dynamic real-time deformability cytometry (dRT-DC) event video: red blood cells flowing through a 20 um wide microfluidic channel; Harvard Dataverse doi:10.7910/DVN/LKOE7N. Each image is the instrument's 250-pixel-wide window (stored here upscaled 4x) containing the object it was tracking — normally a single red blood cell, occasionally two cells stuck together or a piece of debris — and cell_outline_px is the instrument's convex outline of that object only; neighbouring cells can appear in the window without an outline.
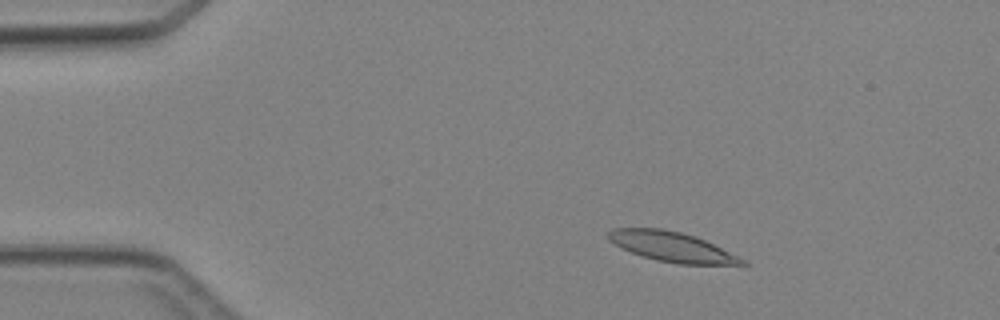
{"species": "Egyptian fruit bat (a non-hibernating species)", "species_latin": "Rousettus aegyptiacus", "temperature_condition": "cold", "stored_images_in_passage": 5, "camera_frame_rate_fps": 3000, "um_per_image_px": 0.085, "animal": {"sex": "female"}, "frame": {"image": 1, "passage_image": 2, "time_ms": 1.333, "image_size_px": [1000, 320], "cell_outline_px": [[748, 264], [680, 264], [656, 260], [620, 248], [608, 240], [608, 232], [612, 228], [660, 228], [680, 232], [696, 236], [748, 260]], "centroid_in_image_um": [57.11, 20.97], "position_along_channel_um": 27.9, "area_um2": 23.18}}
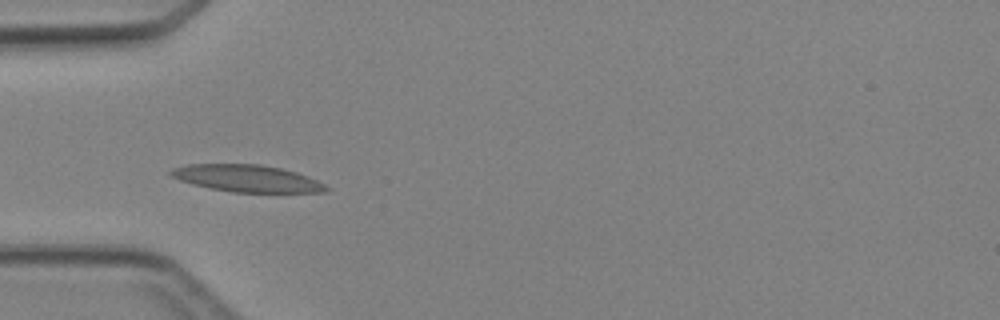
{"frame": {"image": 2, "passage_image": 4, "time_ms": 3.667, "image_size_px": [1000, 320], "cell_outline_px": [[328, 188], [324, 192], [232, 192], [208, 188], [192, 184], [180, 180], [172, 176], [168, 172], [172, 168], [184, 164], [260, 164], [280, 168], [296, 172], [316, 180], [324, 184]], "centroid_in_image_um": [20.93, 15.16], "position_along_channel_um": 64.1, "area_um2": 24.33}}
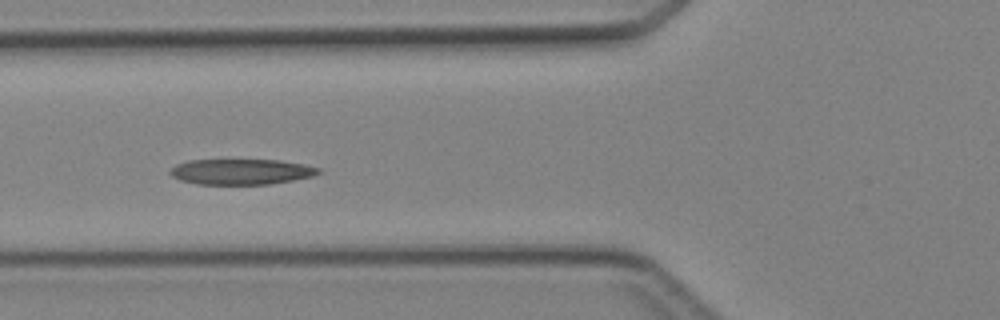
{"frame": {"image": 3, "passage_image": 5, "time_ms": 4.667, "image_size_px": [1000, 320], "cell_outline_px": [[324, 172], [312, 176], [292, 180], [268, 184], [196, 184], [180, 180], [172, 176], [168, 172], [176, 164], [188, 160], [280, 160], [304, 164], [320, 168]], "centroid_in_image_um": [20.51, 14.59], "position_along_channel_um": 105.3, "area_um2": 22.14}}